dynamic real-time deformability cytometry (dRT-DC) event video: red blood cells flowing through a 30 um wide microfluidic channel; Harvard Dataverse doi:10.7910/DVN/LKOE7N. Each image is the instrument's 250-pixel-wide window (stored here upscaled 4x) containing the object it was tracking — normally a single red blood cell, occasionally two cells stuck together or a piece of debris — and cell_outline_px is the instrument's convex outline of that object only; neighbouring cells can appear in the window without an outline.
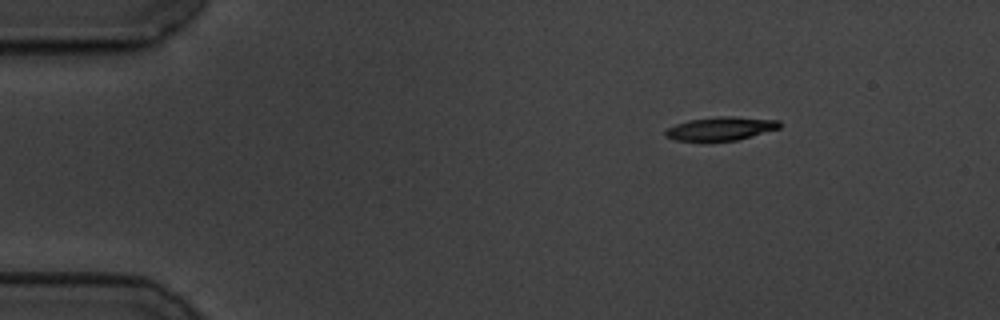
{"species": "common noctule bat (a hibernating species)", "species_latin": "Nyctalus noctula", "temperature_condition": "cold", "stored_images_in_passage": 51, "camera_frame_rate_fps": 3000, "um_per_image_px": 0.085, "animal": {"sex": "male", "body_mass_g": 19.5, "forearm_length_mm": 54.6}, "frame": {"image": 1, "passage_image": 1, "time_ms": 0.0, "image_size_px": [1000, 320], "cell_outline_px": [[780, 128], [736, 140], [676, 140], [664, 136], [664, 132], [668, 128], [676, 124], [688, 120], [716, 116], [732, 116], [780, 120]], "centroid_in_image_um": [61.26, 10.91], "position_along_channel_um": 23.7, "area_um2": 15.43}}
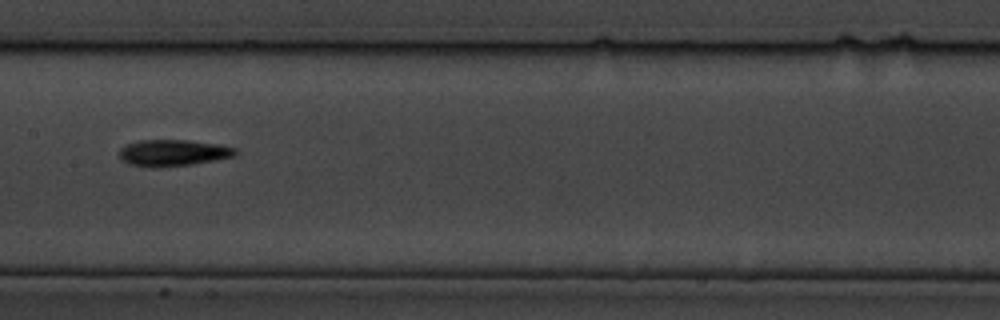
{"frame": {"image": 2, "passage_image": 22, "time_ms": 7.0, "image_size_px": [1000, 320], "cell_outline_px": [[240, 152], [236, 156], [192, 164], [156, 168], [152, 168], [128, 164], [120, 160], [120, 148], [128, 144], [140, 140], [188, 140], [220, 144], [236, 148]], "centroid_in_image_um": [14.73, 13.0], "position_along_channel_um": 192.7, "area_um2": 18.15}}
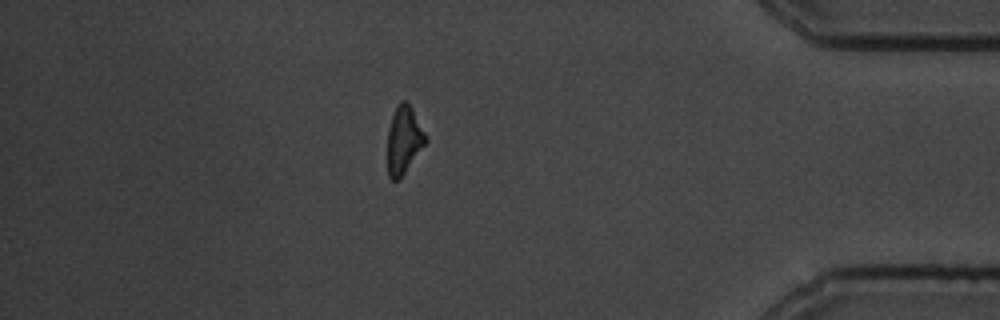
{"frame": {"image": 3, "passage_image": 43, "time_ms": 14.0, "image_size_px": [1000, 320], "cell_outline_px": [[428, 140], [400, 180], [392, 180], [388, 176], [388, 128], [396, 104], [400, 100], [408, 100], [428, 136]], "centroid_in_image_um": [34.35, 11.86], "position_along_channel_um": 400.9, "area_um2": 15.43}, "authors_computed_cell_mechanics": {"area_um2": 16.2996, "velocity_mm_per_s": 3.496, "shape_relaxation_time_tau1_ms": 3.4828, "shape_relaxation_time_tau2_ms": 9.2395, "deformation_change_tau1": 0.1478, "deformation_change_tau2": 0.2042}}